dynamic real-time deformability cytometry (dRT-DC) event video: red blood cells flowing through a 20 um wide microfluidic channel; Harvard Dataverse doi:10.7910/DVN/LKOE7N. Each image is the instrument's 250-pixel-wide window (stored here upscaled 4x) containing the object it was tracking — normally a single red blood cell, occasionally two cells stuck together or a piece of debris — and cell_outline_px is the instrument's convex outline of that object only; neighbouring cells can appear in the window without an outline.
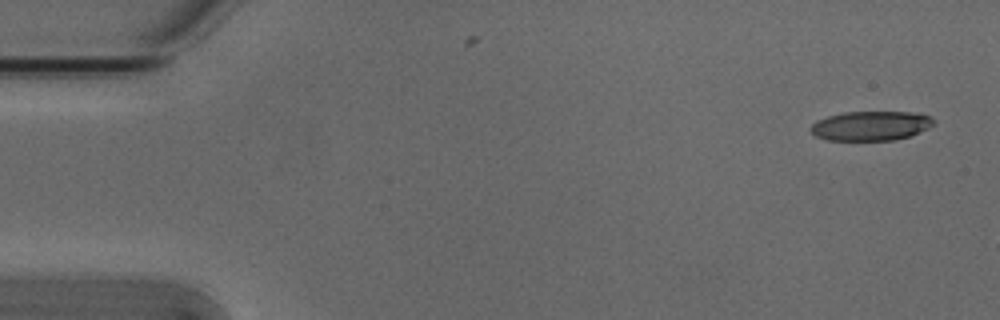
{"species": "Egyptian fruit bat (a non-hibernating species)", "species_latin": "Rousettus aegyptiacus", "temperature_condition": "cold", "stored_images_in_passage": 3, "camera_frame_rate_fps": 3000, "um_per_image_px": 0.085, "animal": {"sex": "male"}, "frame": {"image": 1, "passage_image": 1, "time_ms": 0.0, "image_size_px": [1000, 320], "cell_outline_px": [[932, 124], [928, 128], [908, 136], [896, 140], [828, 140], [816, 136], [808, 128], [816, 120], [828, 116], [844, 112], [908, 112], [928, 116], [932, 120]], "centroid_in_image_um": [73.94, 10.7], "position_along_channel_um": 11.1, "area_um2": 20.81}}